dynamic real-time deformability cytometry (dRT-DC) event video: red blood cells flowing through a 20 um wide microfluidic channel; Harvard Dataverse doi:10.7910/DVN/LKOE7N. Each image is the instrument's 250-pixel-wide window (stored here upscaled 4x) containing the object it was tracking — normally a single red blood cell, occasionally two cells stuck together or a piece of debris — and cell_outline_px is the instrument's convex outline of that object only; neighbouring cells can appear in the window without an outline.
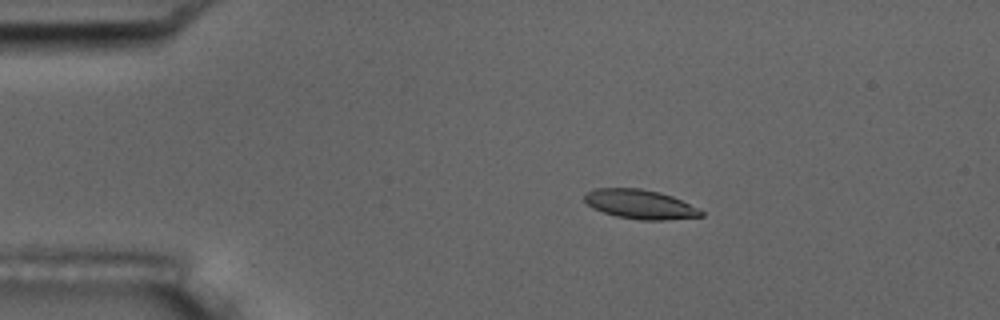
{"species": "common noctule bat (a hibernating species)", "species_latin": "Nyctalus noctula", "temperature_condition": "room temperature", "stored_images_in_passage": 4, "segment_of_instrument_passage": [1, 2], "camera_frame_rate_fps": 3000, "um_per_image_px": 0.085, "animal": {"sex": "male", "body_mass_g": 17.5, "forearm_length_mm": 52.3}, "frame": {"image": 1, "passage_image": 2, "time_ms": 1.333, "image_size_px": [1000, 320], "cell_outline_px": [[704, 216], [664, 220], [640, 220], [616, 216], [592, 208], [584, 200], [584, 196], [588, 192], [596, 188], [640, 188], [660, 192], [672, 196], [704, 212]], "centroid_in_image_um": [54.39, 17.36], "position_along_channel_um": 30.6, "area_um2": 19.71}}